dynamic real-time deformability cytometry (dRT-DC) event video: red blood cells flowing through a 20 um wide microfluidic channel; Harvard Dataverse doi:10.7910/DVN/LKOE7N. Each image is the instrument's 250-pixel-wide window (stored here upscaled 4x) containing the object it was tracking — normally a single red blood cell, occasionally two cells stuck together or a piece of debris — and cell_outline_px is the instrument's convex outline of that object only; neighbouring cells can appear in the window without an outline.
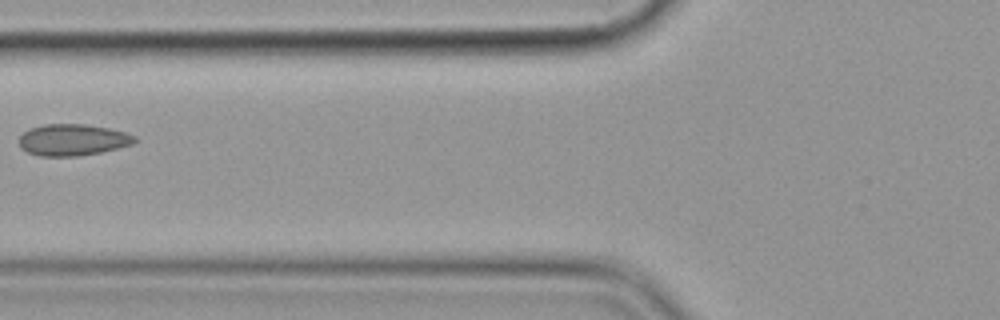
{"species": "common noctule bat (a hibernating species)", "species_latin": "Nyctalus noctula", "temperature_condition": "cold", "stored_images_in_passage": 6, "camera_frame_rate_fps": 3000, "um_per_image_px": 0.085, "animal": {"sex": "female", "body_mass_g": 19.9}, "frame": {"image": 1, "passage_image": 5, "time_ms": 4.667, "image_size_px": [1000, 320], "cell_outline_px": [[136, 140], [132, 144], [100, 152], [76, 156], [40, 156], [28, 152], [20, 148], [20, 136], [28, 128], [44, 124], [84, 124], [108, 128], [124, 132], [136, 136]], "centroid_in_image_um": [6.15, 11.88], "position_along_channel_um": 119.7, "area_um2": 21.1}}
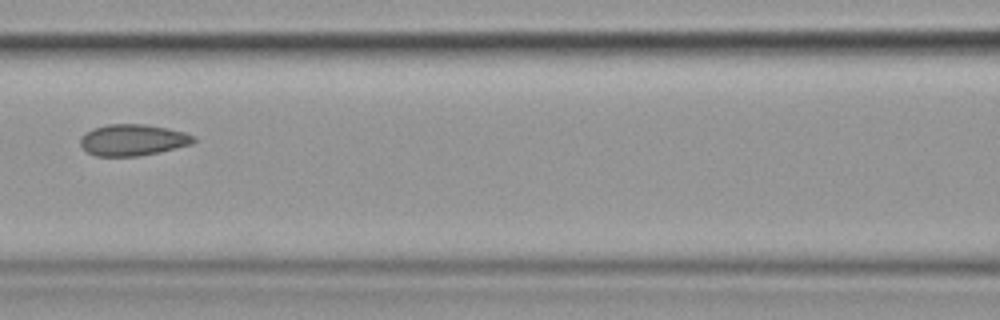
{"frame": {"image": 2, "passage_image": 6, "time_ms": 5.667, "image_size_px": [1000, 320], "cell_outline_px": [[196, 140], [192, 144], [160, 152], [140, 156], [96, 156], [88, 152], [80, 144], [80, 136], [92, 128], [108, 124], [144, 124], [168, 128], [184, 132], [196, 136]], "centroid_in_image_um": [11.3, 11.89], "position_along_channel_um": 155.3, "area_um2": 20.87}}